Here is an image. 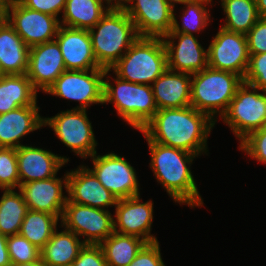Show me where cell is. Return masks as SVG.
I'll return each instance as SVG.
<instances>
[{"mask_svg": "<svg viewBox=\"0 0 266 266\" xmlns=\"http://www.w3.org/2000/svg\"><path fill=\"white\" fill-rule=\"evenodd\" d=\"M214 125L207 114L187 106L158 110L141 132L152 142L199 156L208 152L207 138Z\"/></svg>", "mask_w": 266, "mask_h": 266, "instance_id": "1", "label": "cell"}, {"mask_svg": "<svg viewBox=\"0 0 266 266\" xmlns=\"http://www.w3.org/2000/svg\"><path fill=\"white\" fill-rule=\"evenodd\" d=\"M150 153V167L157 181L165 188L175 203L190 207L203 205L190 164L196 154L150 141L145 135ZM188 165V166H187Z\"/></svg>", "mask_w": 266, "mask_h": 266, "instance_id": "2", "label": "cell"}, {"mask_svg": "<svg viewBox=\"0 0 266 266\" xmlns=\"http://www.w3.org/2000/svg\"><path fill=\"white\" fill-rule=\"evenodd\" d=\"M88 31L94 57L103 69H110L139 37L125 10H108Z\"/></svg>", "mask_w": 266, "mask_h": 266, "instance_id": "3", "label": "cell"}, {"mask_svg": "<svg viewBox=\"0 0 266 266\" xmlns=\"http://www.w3.org/2000/svg\"><path fill=\"white\" fill-rule=\"evenodd\" d=\"M167 69L162 37H138L110 71L123 80L151 85Z\"/></svg>", "mask_w": 266, "mask_h": 266, "instance_id": "4", "label": "cell"}, {"mask_svg": "<svg viewBox=\"0 0 266 266\" xmlns=\"http://www.w3.org/2000/svg\"><path fill=\"white\" fill-rule=\"evenodd\" d=\"M109 71L106 69L104 73L107 81L104 80L103 104L114 103L118 115L134 129L141 131L158 111L152 86L132 83L116 76L115 87L106 77Z\"/></svg>", "mask_w": 266, "mask_h": 266, "instance_id": "5", "label": "cell"}, {"mask_svg": "<svg viewBox=\"0 0 266 266\" xmlns=\"http://www.w3.org/2000/svg\"><path fill=\"white\" fill-rule=\"evenodd\" d=\"M191 77L190 106L215 122L214 116L225 114L237 88L243 83V79L235 73L208 66Z\"/></svg>", "mask_w": 266, "mask_h": 266, "instance_id": "6", "label": "cell"}, {"mask_svg": "<svg viewBox=\"0 0 266 266\" xmlns=\"http://www.w3.org/2000/svg\"><path fill=\"white\" fill-rule=\"evenodd\" d=\"M242 83L221 117L240 140L263 127L266 120V91Z\"/></svg>", "mask_w": 266, "mask_h": 266, "instance_id": "7", "label": "cell"}, {"mask_svg": "<svg viewBox=\"0 0 266 266\" xmlns=\"http://www.w3.org/2000/svg\"><path fill=\"white\" fill-rule=\"evenodd\" d=\"M105 70H65L45 93L80 102L76 109L103 104Z\"/></svg>", "mask_w": 266, "mask_h": 266, "instance_id": "8", "label": "cell"}, {"mask_svg": "<svg viewBox=\"0 0 266 266\" xmlns=\"http://www.w3.org/2000/svg\"><path fill=\"white\" fill-rule=\"evenodd\" d=\"M86 112L85 109L74 107L44 118V126L51 127L65 146L84 159L97 152L98 144Z\"/></svg>", "mask_w": 266, "mask_h": 266, "instance_id": "9", "label": "cell"}, {"mask_svg": "<svg viewBox=\"0 0 266 266\" xmlns=\"http://www.w3.org/2000/svg\"><path fill=\"white\" fill-rule=\"evenodd\" d=\"M108 209H98L66 201L61 227L85 237V244L100 245L114 232V221Z\"/></svg>", "mask_w": 266, "mask_h": 266, "instance_id": "10", "label": "cell"}, {"mask_svg": "<svg viewBox=\"0 0 266 266\" xmlns=\"http://www.w3.org/2000/svg\"><path fill=\"white\" fill-rule=\"evenodd\" d=\"M6 20L30 48L55 40L59 18L21 5L17 0L7 3Z\"/></svg>", "mask_w": 266, "mask_h": 266, "instance_id": "11", "label": "cell"}, {"mask_svg": "<svg viewBox=\"0 0 266 266\" xmlns=\"http://www.w3.org/2000/svg\"><path fill=\"white\" fill-rule=\"evenodd\" d=\"M93 169H90L99 182L109 190L117 200L140 195L136 170L124 158L114 152L92 156Z\"/></svg>", "mask_w": 266, "mask_h": 266, "instance_id": "12", "label": "cell"}, {"mask_svg": "<svg viewBox=\"0 0 266 266\" xmlns=\"http://www.w3.org/2000/svg\"><path fill=\"white\" fill-rule=\"evenodd\" d=\"M209 44L208 67L229 71L244 79L249 66V53L245 34L220 28Z\"/></svg>", "mask_w": 266, "mask_h": 266, "instance_id": "13", "label": "cell"}, {"mask_svg": "<svg viewBox=\"0 0 266 266\" xmlns=\"http://www.w3.org/2000/svg\"><path fill=\"white\" fill-rule=\"evenodd\" d=\"M125 9L139 37H163L173 27L174 9L166 0H131Z\"/></svg>", "mask_w": 266, "mask_h": 266, "instance_id": "14", "label": "cell"}, {"mask_svg": "<svg viewBox=\"0 0 266 266\" xmlns=\"http://www.w3.org/2000/svg\"><path fill=\"white\" fill-rule=\"evenodd\" d=\"M162 39L167 52L168 69L192 75L208 66V50L199 44L194 35L169 32ZM174 39H178V43Z\"/></svg>", "mask_w": 266, "mask_h": 266, "instance_id": "15", "label": "cell"}, {"mask_svg": "<svg viewBox=\"0 0 266 266\" xmlns=\"http://www.w3.org/2000/svg\"><path fill=\"white\" fill-rule=\"evenodd\" d=\"M115 207V218H113L115 232L139 237L146 243L158 241L151 234L153 222V203L151 200L143 203L140 195H137L118 200Z\"/></svg>", "mask_w": 266, "mask_h": 266, "instance_id": "16", "label": "cell"}, {"mask_svg": "<svg viewBox=\"0 0 266 266\" xmlns=\"http://www.w3.org/2000/svg\"><path fill=\"white\" fill-rule=\"evenodd\" d=\"M66 70L63 55L56 40L29 49L27 76L33 87L43 92Z\"/></svg>", "mask_w": 266, "mask_h": 266, "instance_id": "17", "label": "cell"}, {"mask_svg": "<svg viewBox=\"0 0 266 266\" xmlns=\"http://www.w3.org/2000/svg\"><path fill=\"white\" fill-rule=\"evenodd\" d=\"M68 201L98 209L116 206V197L107 190L90 170L82 165L67 172Z\"/></svg>", "mask_w": 266, "mask_h": 266, "instance_id": "18", "label": "cell"}, {"mask_svg": "<svg viewBox=\"0 0 266 266\" xmlns=\"http://www.w3.org/2000/svg\"><path fill=\"white\" fill-rule=\"evenodd\" d=\"M63 187L67 192V173L63 180L56 176L31 181L20 185L25 203L30 210L49 213L61 219L68 196H64Z\"/></svg>", "mask_w": 266, "mask_h": 266, "instance_id": "19", "label": "cell"}, {"mask_svg": "<svg viewBox=\"0 0 266 266\" xmlns=\"http://www.w3.org/2000/svg\"><path fill=\"white\" fill-rule=\"evenodd\" d=\"M55 40L60 46L66 70L103 69L94 57L92 40L87 29L60 25Z\"/></svg>", "mask_w": 266, "mask_h": 266, "instance_id": "20", "label": "cell"}, {"mask_svg": "<svg viewBox=\"0 0 266 266\" xmlns=\"http://www.w3.org/2000/svg\"><path fill=\"white\" fill-rule=\"evenodd\" d=\"M20 185L57 175L69 158L38 147L22 145L16 148Z\"/></svg>", "mask_w": 266, "mask_h": 266, "instance_id": "21", "label": "cell"}, {"mask_svg": "<svg viewBox=\"0 0 266 266\" xmlns=\"http://www.w3.org/2000/svg\"><path fill=\"white\" fill-rule=\"evenodd\" d=\"M38 106L18 107L0 114V147L19 148V139L44 126Z\"/></svg>", "mask_w": 266, "mask_h": 266, "instance_id": "22", "label": "cell"}, {"mask_svg": "<svg viewBox=\"0 0 266 266\" xmlns=\"http://www.w3.org/2000/svg\"><path fill=\"white\" fill-rule=\"evenodd\" d=\"M151 86L158 110L190 106L191 74L167 69Z\"/></svg>", "mask_w": 266, "mask_h": 266, "instance_id": "23", "label": "cell"}, {"mask_svg": "<svg viewBox=\"0 0 266 266\" xmlns=\"http://www.w3.org/2000/svg\"><path fill=\"white\" fill-rule=\"evenodd\" d=\"M29 47L6 20L0 25L1 75H22L28 70Z\"/></svg>", "mask_w": 266, "mask_h": 266, "instance_id": "24", "label": "cell"}, {"mask_svg": "<svg viewBox=\"0 0 266 266\" xmlns=\"http://www.w3.org/2000/svg\"><path fill=\"white\" fill-rule=\"evenodd\" d=\"M37 90L27 74L0 76V114L18 107L37 106Z\"/></svg>", "mask_w": 266, "mask_h": 266, "instance_id": "25", "label": "cell"}, {"mask_svg": "<svg viewBox=\"0 0 266 266\" xmlns=\"http://www.w3.org/2000/svg\"><path fill=\"white\" fill-rule=\"evenodd\" d=\"M85 243L72 231L57 229L40 250L41 260L46 266H65L73 264Z\"/></svg>", "mask_w": 266, "mask_h": 266, "instance_id": "26", "label": "cell"}, {"mask_svg": "<svg viewBox=\"0 0 266 266\" xmlns=\"http://www.w3.org/2000/svg\"><path fill=\"white\" fill-rule=\"evenodd\" d=\"M102 0H66L60 25L75 29H91L108 12Z\"/></svg>", "mask_w": 266, "mask_h": 266, "instance_id": "27", "label": "cell"}, {"mask_svg": "<svg viewBox=\"0 0 266 266\" xmlns=\"http://www.w3.org/2000/svg\"><path fill=\"white\" fill-rule=\"evenodd\" d=\"M145 244L139 237L114 231L100 246L108 266H128Z\"/></svg>", "mask_w": 266, "mask_h": 266, "instance_id": "28", "label": "cell"}, {"mask_svg": "<svg viewBox=\"0 0 266 266\" xmlns=\"http://www.w3.org/2000/svg\"><path fill=\"white\" fill-rule=\"evenodd\" d=\"M221 6L226 15L222 28L242 34H247L260 18L256 0H221Z\"/></svg>", "mask_w": 266, "mask_h": 266, "instance_id": "29", "label": "cell"}, {"mask_svg": "<svg viewBox=\"0 0 266 266\" xmlns=\"http://www.w3.org/2000/svg\"><path fill=\"white\" fill-rule=\"evenodd\" d=\"M29 208L22 193L14 189L3 190L0 199V232L5 236L19 234Z\"/></svg>", "mask_w": 266, "mask_h": 266, "instance_id": "30", "label": "cell"}, {"mask_svg": "<svg viewBox=\"0 0 266 266\" xmlns=\"http://www.w3.org/2000/svg\"><path fill=\"white\" fill-rule=\"evenodd\" d=\"M58 221L55 215L29 209L19 234L41 250L57 229Z\"/></svg>", "mask_w": 266, "mask_h": 266, "instance_id": "31", "label": "cell"}, {"mask_svg": "<svg viewBox=\"0 0 266 266\" xmlns=\"http://www.w3.org/2000/svg\"><path fill=\"white\" fill-rule=\"evenodd\" d=\"M209 3L204 1H195L186 3L182 14V27H180L175 14H174V21H173V27L170 32H179V33H185V34H191L193 35V32L202 31V29H205L207 27L208 23L210 22L209 19H211L209 12L210 10H207V5Z\"/></svg>", "mask_w": 266, "mask_h": 266, "instance_id": "32", "label": "cell"}, {"mask_svg": "<svg viewBox=\"0 0 266 266\" xmlns=\"http://www.w3.org/2000/svg\"><path fill=\"white\" fill-rule=\"evenodd\" d=\"M16 148L0 147V189H19Z\"/></svg>", "mask_w": 266, "mask_h": 266, "instance_id": "33", "label": "cell"}, {"mask_svg": "<svg viewBox=\"0 0 266 266\" xmlns=\"http://www.w3.org/2000/svg\"><path fill=\"white\" fill-rule=\"evenodd\" d=\"M7 248L12 264L29 263L41 258L40 249L20 234L7 237Z\"/></svg>", "mask_w": 266, "mask_h": 266, "instance_id": "34", "label": "cell"}, {"mask_svg": "<svg viewBox=\"0 0 266 266\" xmlns=\"http://www.w3.org/2000/svg\"><path fill=\"white\" fill-rule=\"evenodd\" d=\"M249 56V66L243 82L266 91V53Z\"/></svg>", "mask_w": 266, "mask_h": 266, "instance_id": "35", "label": "cell"}, {"mask_svg": "<svg viewBox=\"0 0 266 266\" xmlns=\"http://www.w3.org/2000/svg\"><path fill=\"white\" fill-rule=\"evenodd\" d=\"M250 158L266 164V131L262 128L250 133L240 142V148Z\"/></svg>", "mask_w": 266, "mask_h": 266, "instance_id": "36", "label": "cell"}, {"mask_svg": "<svg viewBox=\"0 0 266 266\" xmlns=\"http://www.w3.org/2000/svg\"><path fill=\"white\" fill-rule=\"evenodd\" d=\"M246 38L249 55L266 53V19L259 18Z\"/></svg>", "mask_w": 266, "mask_h": 266, "instance_id": "37", "label": "cell"}, {"mask_svg": "<svg viewBox=\"0 0 266 266\" xmlns=\"http://www.w3.org/2000/svg\"><path fill=\"white\" fill-rule=\"evenodd\" d=\"M128 266H165L159 242L146 243Z\"/></svg>", "mask_w": 266, "mask_h": 266, "instance_id": "38", "label": "cell"}, {"mask_svg": "<svg viewBox=\"0 0 266 266\" xmlns=\"http://www.w3.org/2000/svg\"><path fill=\"white\" fill-rule=\"evenodd\" d=\"M74 266H108L100 245L85 244L78 257L73 262Z\"/></svg>", "mask_w": 266, "mask_h": 266, "instance_id": "39", "label": "cell"}, {"mask_svg": "<svg viewBox=\"0 0 266 266\" xmlns=\"http://www.w3.org/2000/svg\"><path fill=\"white\" fill-rule=\"evenodd\" d=\"M25 7L58 18L59 13L64 11L66 0H17Z\"/></svg>", "mask_w": 266, "mask_h": 266, "instance_id": "40", "label": "cell"}, {"mask_svg": "<svg viewBox=\"0 0 266 266\" xmlns=\"http://www.w3.org/2000/svg\"><path fill=\"white\" fill-rule=\"evenodd\" d=\"M8 248H7V236L0 232V266H11Z\"/></svg>", "mask_w": 266, "mask_h": 266, "instance_id": "41", "label": "cell"}, {"mask_svg": "<svg viewBox=\"0 0 266 266\" xmlns=\"http://www.w3.org/2000/svg\"><path fill=\"white\" fill-rule=\"evenodd\" d=\"M107 2V8L109 10H125L128 6L127 3H130L131 0H102ZM114 1V2H113Z\"/></svg>", "mask_w": 266, "mask_h": 266, "instance_id": "42", "label": "cell"}, {"mask_svg": "<svg viewBox=\"0 0 266 266\" xmlns=\"http://www.w3.org/2000/svg\"><path fill=\"white\" fill-rule=\"evenodd\" d=\"M7 0H0V25L6 21L7 17Z\"/></svg>", "mask_w": 266, "mask_h": 266, "instance_id": "43", "label": "cell"}, {"mask_svg": "<svg viewBox=\"0 0 266 266\" xmlns=\"http://www.w3.org/2000/svg\"><path fill=\"white\" fill-rule=\"evenodd\" d=\"M256 6L260 18L266 19V0H256Z\"/></svg>", "mask_w": 266, "mask_h": 266, "instance_id": "44", "label": "cell"}, {"mask_svg": "<svg viewBox=\"0 0 266 266\" xmlns=\"http://www.w3.org/2000/svg\"><path fill=\"white\" fill-rule=\"evenodd\" d=\"M11 266H46L41 258L37 261L29 262V263H20V264H12Z\"/></svg>", "mask_w": 266, "mask_h": 266, "instance_id": "45", "label": "cell"}, {"mask_svg": "<svg viewBox=\"0 0 266 266\" xmlns=\"http://www.w3.org/2000/svg\"><path fill=\"white\" fill-rule=\"evenodd\" d=\"M169 5L174 9L176 3L185 5L186 3L192 2L193 0H166Z\"/></svg>", "mask_w": 266, "mask_h": 266, "instance_id": "46", "label": "cell"}, {"mask_svg": "<svg viewBox=\"0 0 266 266\" xmlns=\"http://www.w3.org/2000/svg\"><path fill=\"white\" fill-rule=\"evenodd\" d=\"M195 1H204V2H207L209 4H211L212 0H195Z\"/></svg>", "mask_w": 266, "mask_h": 266, "instance_id": "47", "label": "cell"}, {"mask_svg": "<svg viewBox=\"0 0 266 266\" xmlns=\"http://www.w3.org/2000/svg\"><path fill=\"white\" fill-rule=\"evenodd\" d=\"M262 129H263L264 131H266V120L264 121V124H263Z\"/></svg>", "mask_w": 266, "mask_h": 266, "instance_id": "48", "label": "cell"}]
</instances>
